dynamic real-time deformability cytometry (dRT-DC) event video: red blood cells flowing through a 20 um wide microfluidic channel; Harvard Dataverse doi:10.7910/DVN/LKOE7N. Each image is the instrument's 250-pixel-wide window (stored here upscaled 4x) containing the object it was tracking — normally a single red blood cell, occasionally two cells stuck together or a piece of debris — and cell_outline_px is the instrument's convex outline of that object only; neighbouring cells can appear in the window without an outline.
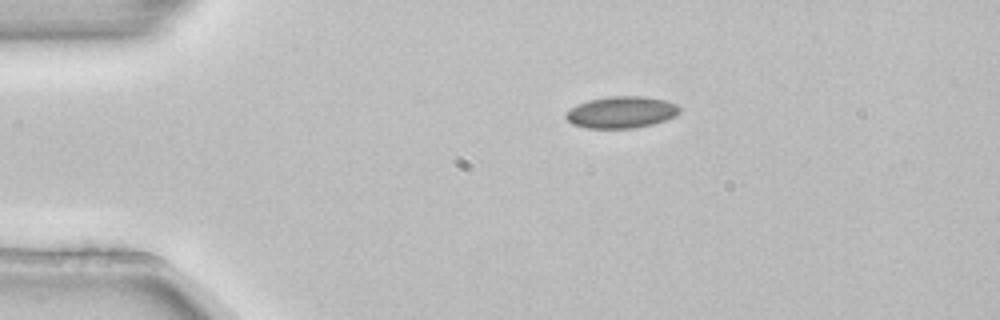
{"species": "common noctule bat (a hibernating species)", "species_latin": "Nyctalus noctula", "temperature_condition": "room temperature", "stored_images_in_passage": 2, "camera_frame_rate_fps": 3000, "um_per_image_px": 0.085, "animal": {"sex": "female", "body_mass_g": 22.7, "forearm_length_mm": 54.2}, "frame": {"image": 1, "passage_image": 1, "time_ms": 0.0, "image_size_px": [1000, 320], "cell_outline_px": [[680, 112], [676, 116], [652, 124], [632, 128], [588, 128], [572, 124], [564, 116], [564, 112], [576, 104], [588, 100], [612, 96], [644, 96], [664, 100], [676, 104], [680, 108]], "centroid_in_image_um": [52.78, 9.53], "position_along_channel_um": 32.2, "area_um2": 21.04}}